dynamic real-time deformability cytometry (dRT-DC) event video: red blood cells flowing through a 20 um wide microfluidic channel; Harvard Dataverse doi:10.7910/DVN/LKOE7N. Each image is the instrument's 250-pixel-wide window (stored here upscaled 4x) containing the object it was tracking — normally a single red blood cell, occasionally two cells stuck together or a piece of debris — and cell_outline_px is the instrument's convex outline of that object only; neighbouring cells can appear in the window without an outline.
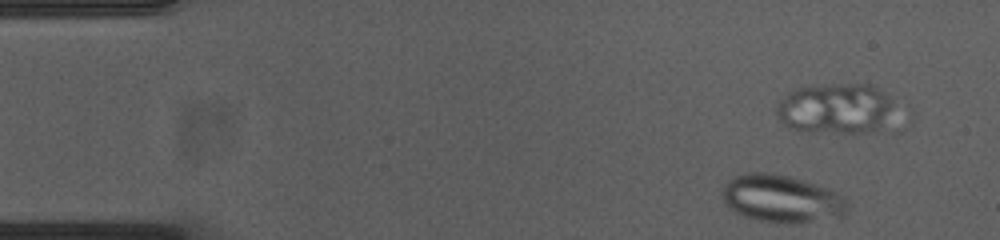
{"species": "common noctule bat (a hibernating species)", "species_latin": "Nyctalus noctula", "temperature_condition": "cold", "stored_images_in_passage": 21, "camera_frame_rate_fps": 3000, "um_per_image_px": 0.085, "animal": {"sex": "female", "body_mass_g": 23.0, "forearm_length_mm": 53.4}, "frame": {"image": 1, "passage_image": 4, "time_ms": 1.0, "image_size_px": [1000, 240], "cell_outline_px": [[848, 208], [840, 216], [808, 220], [764, 220], [748, 216], [732, 208], [724, 200], [724, 184], [728, 180], [736, 176], [752, 172], [768, 172], [788, 176], [828, 188], [848, 200]], "centroid_in_image_um": [66.45, 16.82], "position_along_channel_um": 18.5, "area_um2": 32.77}}